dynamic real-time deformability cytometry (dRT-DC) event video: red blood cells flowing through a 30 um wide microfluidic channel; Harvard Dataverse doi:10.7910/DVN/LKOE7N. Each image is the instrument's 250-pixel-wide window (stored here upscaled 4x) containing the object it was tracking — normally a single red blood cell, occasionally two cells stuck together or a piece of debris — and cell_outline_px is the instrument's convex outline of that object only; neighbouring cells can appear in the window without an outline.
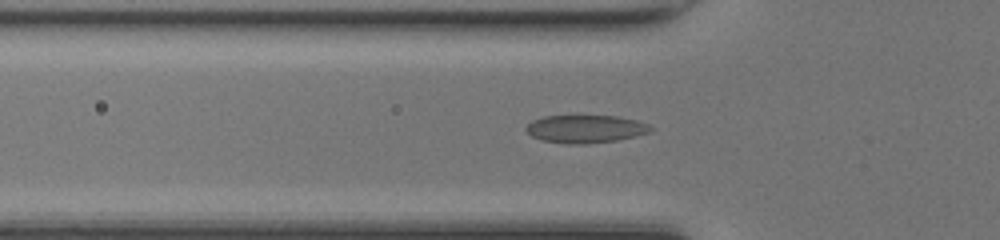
{"species": "common noctule bat (a hibernating species)", "species_latin": "Nyctalus noctula", "temperature_condition": "room temperature", "stored_images_in_passage": 39, "camera_frame_rate_fps": 3000, "um_per_image_px": 0.085, "animal": {"sex": "female", "body_mass_g": 17.0, "forearm_length_mm": 48.0}, "frame": {"image": 1, "passage_image": 12, "time_ms": 3.667, "image_size_px": [1000, 240], "cell_outline_px": [[652, 128], [648, 132], [636, 136], [616, 140], [584, 144], [568, 144], [540, 140], [532, 136], [524, 128], [532, 120], [544, 116], [616, 116], [636, 120], [648, 124]], "centroid_in_image_um": [49.73, 10.96], "position_along_channel_um": 76.1, "area_um2": 20.11}}
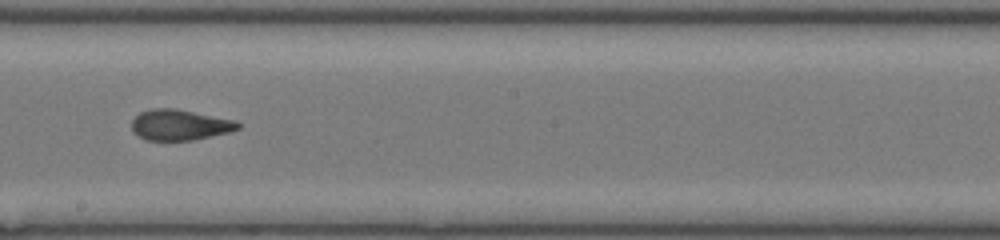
{"frame": {"image": 2, "passage_image": 23, "time_ms": 7.333, "image_size_px": [1000, 240], "cell_outline_px": [[240, 128], [228, 132], [192, 140], [148, 140], [140, 136], [132, 128], [132, 120], [140, 112], [152, 108], [176, 108], [232, 120], [240, 124]], "centroid_in_image_um": [15.26, 10.6], "position_along_channel_um": 232.9, "area_um2": 18.61}}
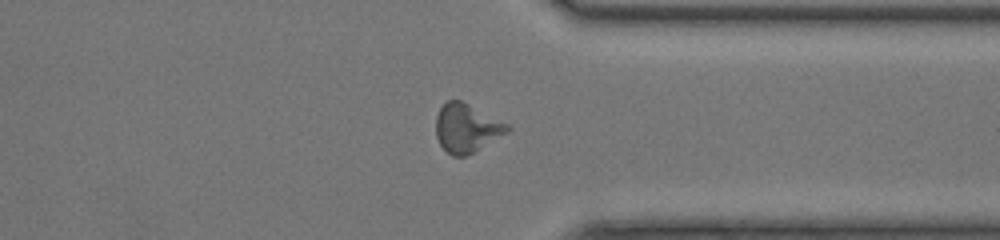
{"frame": {"image": 3, "passage_image": 33, "time_ms": 10.667, "image_size_px": [1000, 240], "cell_outline_px": [[512, 128], [508, 132], [472, 152], [464, 156], [452, 156], [440, 144], [436, 136], [436, 116], [440, 108], [448, 100], [460, 100], [508, 124]], "centroid_in_image_um": [39.64, 10.88], "position_along_channel_um": 371.8, "area_um2": 19.77}, "authors_computed_cell_mechanics": {"area_um2": 19.1896, "velocity_mm_per_s": 4.2609, "shape_relaxation_time_tau1_ms": null, "shape_relaxation_time_tau2_ms": 1.2798, "deformation_change_tau1": null, "deformation_change_tau2": 0.0754}}